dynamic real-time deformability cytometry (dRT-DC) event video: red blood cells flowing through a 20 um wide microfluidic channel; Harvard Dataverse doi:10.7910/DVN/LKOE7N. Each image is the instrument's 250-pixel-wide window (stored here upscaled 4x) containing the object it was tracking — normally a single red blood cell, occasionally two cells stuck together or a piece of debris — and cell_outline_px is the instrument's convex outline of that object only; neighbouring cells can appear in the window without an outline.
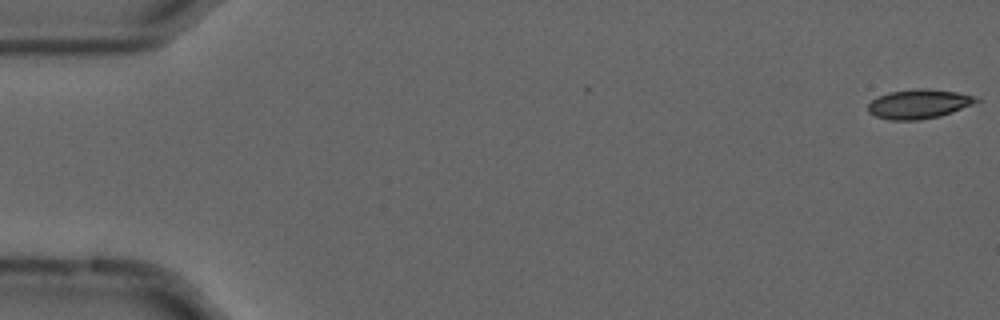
{"species": "common noctule bat (a hibernating species)", "species_latin": "Nyctalus noctula", "temperature_condition": "cold", "stored_images_in_passage": 22, "camera_frame_rate_fps": 3000, "um_per_image_px": 0.085, "animal": {"sex": "male", "forearm_length_mm": 52.5}, "frame": {"image": 1, "passage_image": 1, "time_ms": 0.0, "image_size_px": [1000, 320], "cell_outline_px": [[980, 100], [972, 104], [952, 112], [940, 116], [920, 120], [888, 120], [876, 116], [868, 112], [868, 104], [872, 100], [888, 92], [920, 88], [924, 88], [956, 92], [980, 96]], "centroid_in_image_um": [78.12, 8.84], "position_along_channel_um": 6.9, "area_um2": 18.5}}
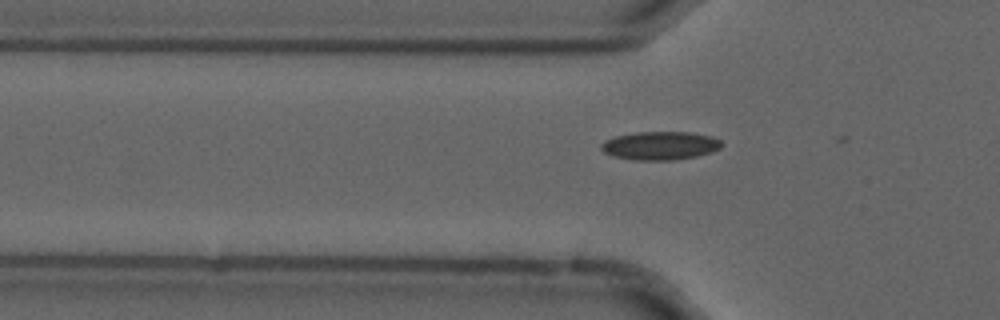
{"frame": {"image": 2, "passage_image": 18, "time_ms": 5.667, "image_size_px": [1000, 320], "cell_outline_px": [[724, 144], [720, 148], [712, 152], [696, 156], [672, 160], [636, 160], [612, 156], [604, 152], [600, 148], [600, 144], [604, 140], [616, 136], [636, 132], [688, 132], [712, 136], [720, 140]], "centroid_in_image_um": [56.11, 12.38], "position_along_channel_um": 69.7, "area_um2": 20.0}}
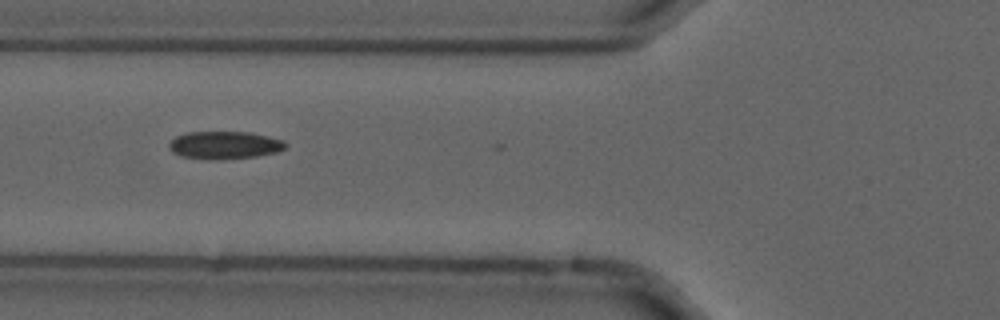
{"frame": {"image": 3, "passage_image": 21, "time_ms": 6.667, "image_size_px": [1000, 320], "cell_outline_px": [[288, 144], [284, 148], [276, 152], [256, 156], [216, 160], [180, 156], [172, 152], [168, 148], [168, 144], [176, 136], [188, 132], [252, 132], [284, 140]], "centroid_in_image_um": [19.08, 12.33], "position_along_channel_um": 106.7, "area_um2": 18.84}}